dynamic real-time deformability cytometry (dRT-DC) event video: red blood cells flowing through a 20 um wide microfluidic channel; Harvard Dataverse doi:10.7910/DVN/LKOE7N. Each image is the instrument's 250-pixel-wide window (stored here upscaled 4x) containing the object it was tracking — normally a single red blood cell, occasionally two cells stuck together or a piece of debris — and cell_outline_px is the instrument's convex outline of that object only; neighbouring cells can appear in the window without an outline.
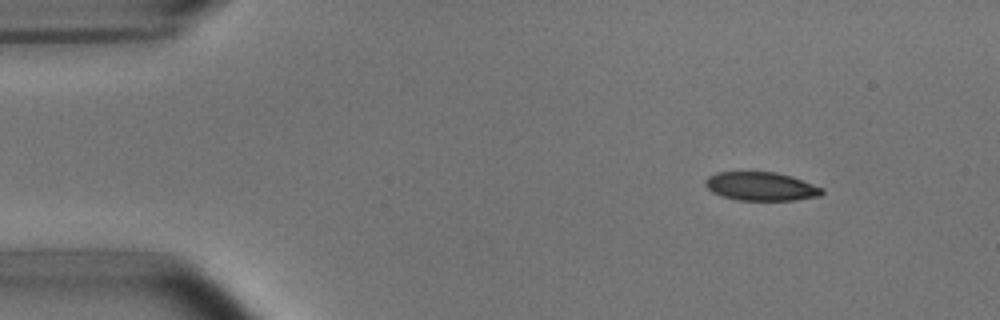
{"species": "common noctule bat (a hibernating species)", "species_latin": "Nyctalus noctula", "temperature_condition": "room temperature", "stored_images_in_passage": 3, "camera_frame_rate_fps": 3000, "um_per_image_px": 0.085, "animal": {"sex": "male", "body_mass_g": 15.6}, "frame": {"image": 1, "passage_image": 1, "time_ms": 0.0, "image_size_px": [1000, 320], "cell_outline_px": [[824, 192], [820, 196], [796, 200], [736, 200], [720, 196], [712, 192], [704, 184], [704, 180], [708, 176], [716, 172], [776, 172], [792, 176], [824, 188]], "centroid_in_image_um": [64.68, 15.84], "position_along_channel_um": 20.3, "area_um2": 19.65}}